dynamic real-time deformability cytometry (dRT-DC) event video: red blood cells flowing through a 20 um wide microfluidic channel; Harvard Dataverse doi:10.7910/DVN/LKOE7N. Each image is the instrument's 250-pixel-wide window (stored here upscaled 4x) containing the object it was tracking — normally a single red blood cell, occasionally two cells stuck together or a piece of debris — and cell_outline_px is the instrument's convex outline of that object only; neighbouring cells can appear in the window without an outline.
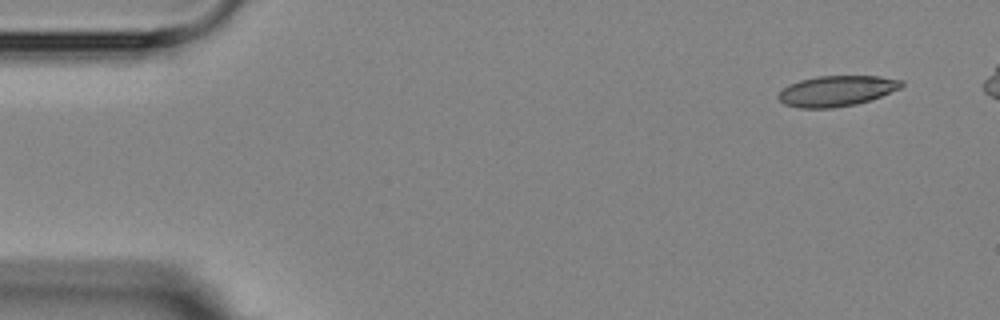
{"species": "Egyptian fruit bat (a non-hibernating species)", "species_latin": "Rousettus aegyptiacus", "temperature_condition": "room temperature", "stored_images_in_passage": 5, "camera_frame_rate_fps": 3000, "um_per_image_px": 0.085, "animal": {"sex": "female"}, "frame": {"image": 1, "passage_image": 1, "time_ms": 0.0, "image_size_px": [1000, 320], "cell_outline_px": [[904, 84], [900, 88], [880, 96], [856, 104], [832, 108], [800, 108], [784, 104], [776, 96], [788, 84], [800, 80], [816, 76], [880, 76], [904, 80]], "centroid_in_image_um": [71.1, 7.72], "position_along_channel_um": 13.9, "area_um2": 21.91}}
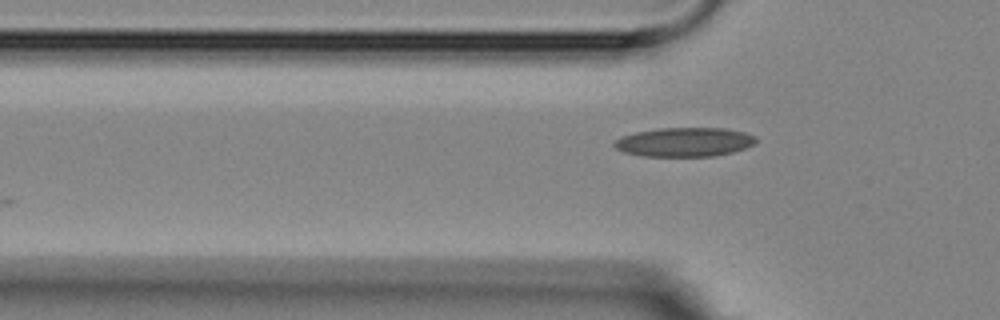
{"frame": {"image": 2, "passage_image": 5, "time_ms": 4.333, "image_size_px": [1000, 320], "cell_outline_px": [[756, 144], [732, 152], [712, 156], [640, 156], [624, 152], [616, 148], [612, 144], [620, 136], [636, 132], [660, 128], [728, 128], [744, 132], [756, 136]], "centroid_in_image_um": [58.18, 12.07], "position_along_channel_um": 67.6, "area_um2": 24.1}}